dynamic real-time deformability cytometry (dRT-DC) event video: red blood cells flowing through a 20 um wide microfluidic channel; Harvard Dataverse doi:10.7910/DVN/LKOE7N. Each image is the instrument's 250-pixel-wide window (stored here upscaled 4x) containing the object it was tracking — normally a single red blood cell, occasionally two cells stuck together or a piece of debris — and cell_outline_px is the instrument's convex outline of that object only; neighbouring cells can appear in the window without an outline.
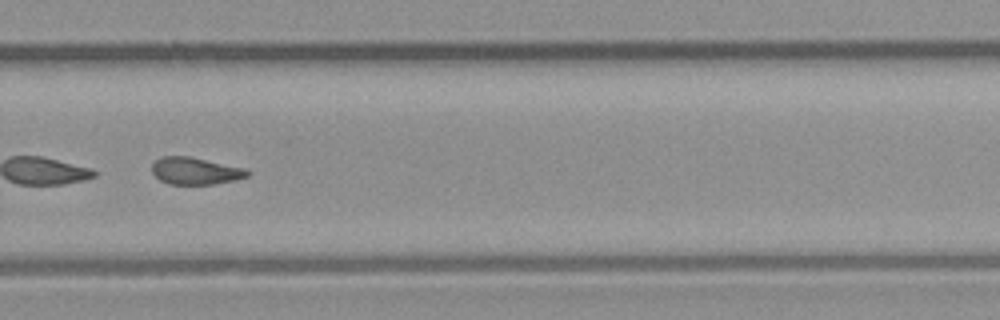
{"species": "common noctule bat (a hibernating species)", "species_latin": "Nyctalus noctula", "temperature_condition": "room temperature", "stored_images_in_passage": 33, "camera_frame_rate_fps": 3000, "um_per_image_px": 0.085, "animal": {"sex": "male", "body_mass_g": 23.1, "forearm_length_mm": 52.7}, "frame": {"image": 1, "passage_image": 19, "time_ms": 6.0, "image_size_px": [1000, 320], "cell_outline_px": [[252, 172], [248, 176], [236, 180], [212, 184], [168, 184], [160, 180], [152, 172], [152, 164], [160, 156], [188, 156], [244, 168]], "centroid_in_image_um": [16.6, 14.53], "position_along_channel_um": 313.2, "area_um2": 15.03}, "authors_computed_cell_mechanics": {"area_um2": 15.7216, "velocity_mm_per_s": 4.2649, "shape_relaxation_time_tau1_ms": null, "shape_relaxation_time_tau2_ms": 3.4227, "deformation_change_tau1": null, "deformation_change_tau2": 0.1043}}